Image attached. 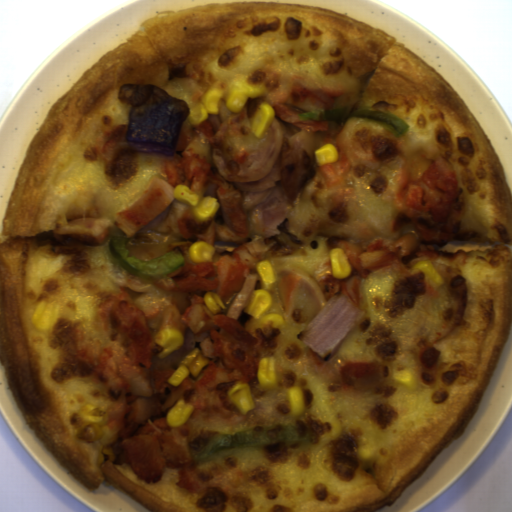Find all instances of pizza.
I'll list each match as a JSON object with an SVG mask.
<instances>
[{"instance_id":"1","label":"pizza","mask_w":512,"mask_h":512,"mask_svg":"<svg viewBox=\"0 0 512 512\" xmlns=\"http://www.w3.org/2000/svg\"><path fill=\"white\" fill-rule=\"evenodd\" d=\"M284 75L344 84L333 108L384 110L406 120L397 136L380 122L328 121L312 134L315 150L327 133L347 125L379 170L351 166L327 186L318 167L295 198L280 232L264 238L277 271L297 269L313 278L329 255L325 241L340 237L365 245L397 240L415 228L391 232L396 211L391 188L404 159L421 151L445 158L465 195L460 241L438 250L467 253V266L445 257L429 260L445 278L427 294L393 267L364 279L363 317L336 347L341 359H363L380 370L350 391H328L310 370L307 324L284 311L277 288L259 319L243 311L237 321L262 341L263 358L276 359L278 384L248 383L254 404L246 414L196 411L177 426L192 457L213 436L251 426L298 423L308 441L240 449L193 466L201 492L178 487V468L166 466L142 480L126 462L120 437L114 462L98 465L100 441L78 442L71 415L87 404L108 408L124 390L94 385L92 369L77 361L74 333L108 345L98 304L124 290L107 274L123 268L111 254L113 227L100 246L59 245L52 232L67 221L113 214L140 196L152 178L165 181L172 155L124 147L104 161L95 142L107 129L128 124L123 84L158 85L190 109L210 88L225 89L237 75L265 66ZM190 111V110H189ZM188 206L174 198L125 243L141 261L171 252L184 240L177 220ZM0 245V358L5 380L26 423L56 461L82 487L105 480L151 512H378L391 507L427 466L458 439L491 382L512 328V194L505 168L484 129L460 95L422 58L375 27L326 8L291 1H214L152 15L126 41L96 61L46 111L24 155L2 212ZM60 308L53 328L31 324L39 301ZM247 307V306H246ZM245 307V308H246ZM278 313L284 326L270 338L262 317ZM409 370L417 390L390 380ZM299 387L305 411L290 416L287 389Z\"/></svg>"}]
</instances>
